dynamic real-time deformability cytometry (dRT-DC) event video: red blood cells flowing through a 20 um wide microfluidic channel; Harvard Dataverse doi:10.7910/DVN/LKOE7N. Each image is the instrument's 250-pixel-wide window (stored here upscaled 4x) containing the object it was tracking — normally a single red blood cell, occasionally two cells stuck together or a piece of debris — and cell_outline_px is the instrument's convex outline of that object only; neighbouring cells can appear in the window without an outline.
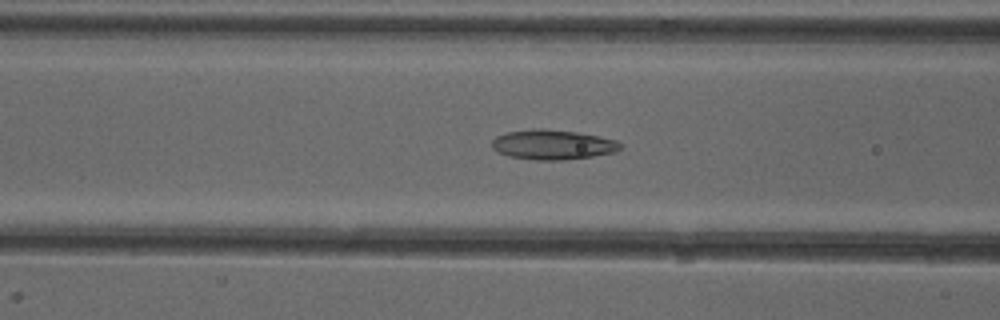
{"species": "common noctule bat (a hibernating species)", "species_latin": "Nyctalus noctula", "temperature_condition": "cold", "stored_images_in_passage": 52, "camera_frame_rate_fps": 3000, "um_per_image_px": 0.085, "animal": {"sex": "female"}, "frame": {"image": 1, "passage_image": 21, "time_ms": 6.667, "image_size_px": [1000, 320], "cell_outline_px": [[624, 144], [616, 152], [592, 156], [564, 160], [536, 160], [508, 156], [496, 152], [492, 148], [492, 140], [496, 136], [508, 132], [536, 128], [544, 128], [576, 132], [616, 140]], "centroid_in_image_um": [46.96, 12.3], "position_along_channel_um": 119.6, "area_um2": 22.37}}
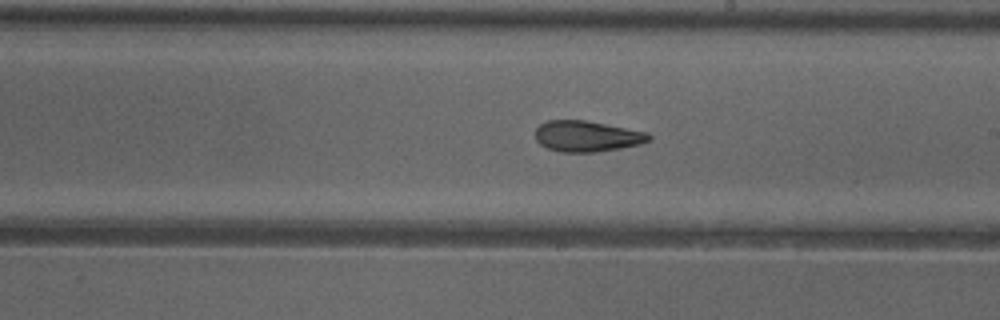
{"frame": {"image": 2, "passage_image": 30, "time_ms": 9.667, "image_size_px": [1000, 320], "cell_outline_px": [[652, 140], [640, 144], [620, 148], [596, 152], [564, 152], [548, 148], [540, 144], [536, 140], [536, 128], [540, 124], [548, 120], [584, 120], [648, 132], [652, 136]], "centroid_in_image_um": [49.91, 11.58], "position_along_channel_um": 239.1, "area_um2": 20.4}}
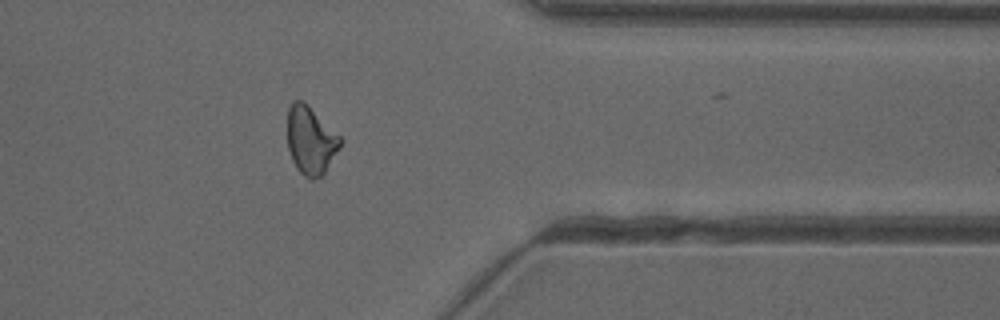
{"frame": {"image": 3, "passage_image": 42, "time_ms": 13.667, "image_size_px": [1000, 320], "cell_outline_px": [[344, 140], [340, 148], [324, 172], [320, 176], [312, 180], [304, 176], [296, 168], [292, 160], [288, 148], [288, 108], [292, 100], [304, 100]], "centroid_in_image_um": [26.41, 11.91], "position_along_channel_um": 385.0, "area_um2": 21.04}, "authors_computed_cell_mechanics": {"area_um2": 21.675, "velocity_mm_per_s": 3.9867, "shape_relaxation_time_tau1_ms": null, "shape_relaxation_time_tau2_ms": 3.1849, "deformation_change_tau1": null, "deformation_change_tau2": 0.117}}